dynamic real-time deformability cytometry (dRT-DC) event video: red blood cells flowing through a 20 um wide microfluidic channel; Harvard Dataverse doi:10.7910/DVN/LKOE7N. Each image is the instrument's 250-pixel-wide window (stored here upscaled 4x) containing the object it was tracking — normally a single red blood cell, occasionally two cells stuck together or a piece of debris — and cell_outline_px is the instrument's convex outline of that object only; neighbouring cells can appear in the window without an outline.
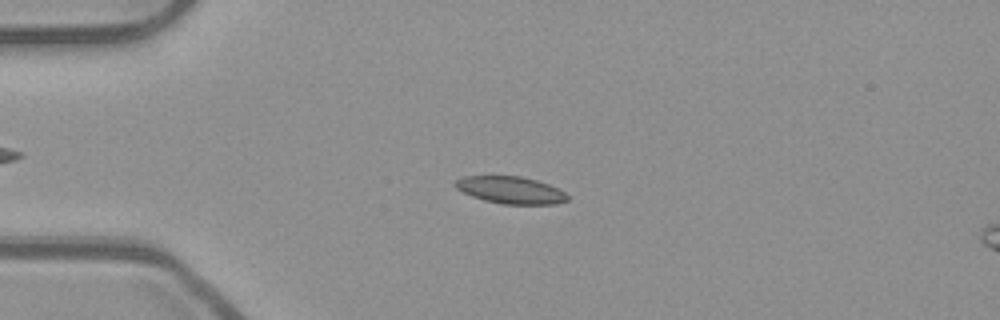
{"species": "common noctule bat (a hibernating species)", "species_latin": "Nyctalus noctula", "temperature_condition": "room temperature", "stored_images_in_passage": 52, "camera_frame_rate_fps": 3000, "um_per_image_px": 0.085, "animal": {"sex": "male", "body_mass_g": 23.1, "forearm_length_mm": 52.7}, "frame": {"image": 1, "passage_image": 12, "time_ms": 3.667, "image_size_px": [1000, 320], "cell_outline_px": [[568, 200], [556, 204], [500, 204], [484, 200], [472, 196], [456, 188], [452, 184], [456, 180], [464, 176], [520, 176], [536, 180], [548, 184], [564, 192], [568, 196]], "centroid_in_image_um": [43.38, 16.16], "position_along_channel_um": 41.6, "area_um2": 17.69}}
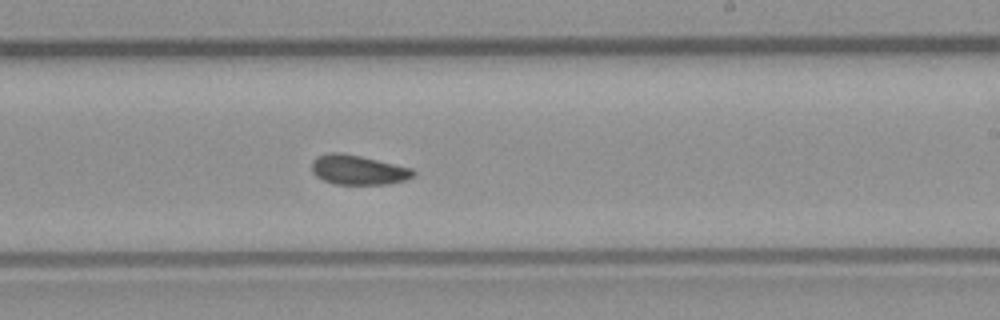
{"frame": {"image": 2, "passage_image": 31, "time_ms": 10.0, "image_size_px": [1000, 320], "cell_outline_px": [[416, 172], [412, 176], [404, 180], [388, 184], [336, 184], [324, 180], [316, 176], [312, 172], [312, 160], [316, 156], [328, 152], [340, 152], [360, 156], [412, 168]], "centroid_in_image_um": [30.4, 14.43], "position_along_channel_um": 258.6, "area_um2": 17.46}}
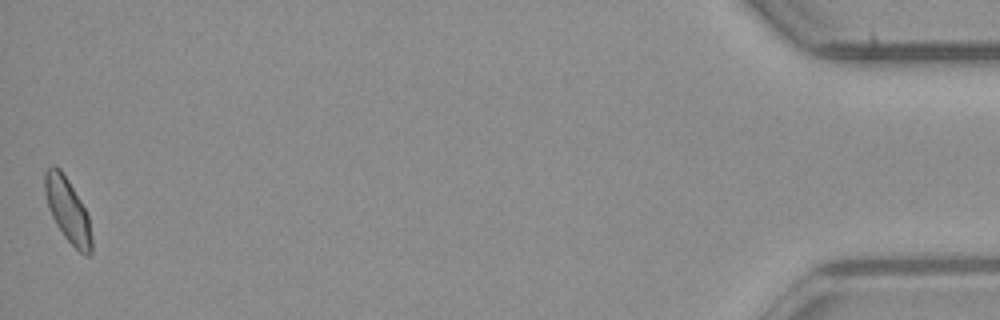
{"frame": {"image": 3, "passage_image": 52, "time_ms": 17.0, "image_size_px": [1000, 320], "cell_outline_px": [[92, 252], [88, 256], [80, 252], [64, 236], [56, 224], [48, 208], [44, 192], [44, 172], [52, 164], [56, 164], [60, 168], [68, 180], [80, 200], [88, 216], [92, 236]], "centroid_in_image_um": [5.74, 17.83], "position_along_channel_um": 429.5, "area_um2": 17.46}, "authors_computed_cell_mechanics": {"area_um2": 17.5712, "velocity_mm_per_s": 3.8572, "shape_relaxation_time_tau1_ms": 7.5698, "shape_relaxation_time_tau2_ms": 2.6894, "deformation_change_tau1": 0.1454, "deformation_change_tau2": 0.0786}}